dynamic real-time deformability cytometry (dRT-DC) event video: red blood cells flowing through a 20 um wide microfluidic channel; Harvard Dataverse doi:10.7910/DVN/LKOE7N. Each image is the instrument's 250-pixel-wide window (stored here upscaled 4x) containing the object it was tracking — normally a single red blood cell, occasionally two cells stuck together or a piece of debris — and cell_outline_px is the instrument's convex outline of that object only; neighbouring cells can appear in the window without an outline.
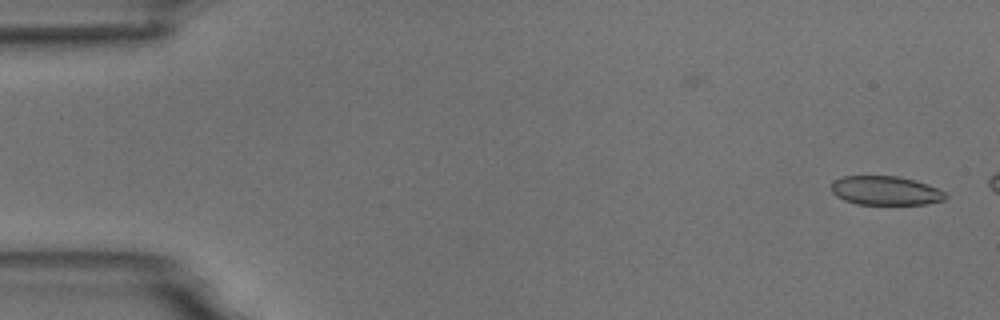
{"species": "common noctule bat (a hibernating species)", "species_latin": "Nyctalus noctula", "temperature_condition": "room temperature", "stored_images_in_passage": 2, "camera_frame_rate_fps": 3000, "um_per_image_px": 0.085, "animal": {"sex": "male", "body_mass_g": 18.8}, "frame": {"image": 1, "passage_image": 2, "time_ms": 1.333, "image_size_px": [1000, 320], "cell_outline_px": [[948, 196], [944, 200], [924, 204], [856, 204], [844, 200], [836, 196], [832, 192], [832, 180], [844, 176], [896, 176], [928, 184], [944, 192]], "centroid_in_image_um": [75.24, 16.2], "position_along_channel_um": 9.8, "area_um2": 19.19}}